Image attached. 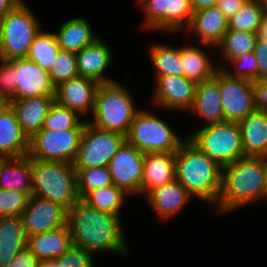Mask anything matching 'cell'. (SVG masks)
Here are the masks:
<instances>
[{
  "label": "cell",
  "instance_id": "cell-1",
  "mask_svg": "<svg viewBox=\"0 0 267 267\" xmlns=\"http://www.w3.org/2000/svg\"><path fill=\"white\" fill-rule=\"evenodd\" d=\"M123 219L89 206L82 199L68 209L67 226L73 244L90 254L107 253L128 257L131 249Z\"/></svg>",
  "mask_w": 267,
  "mask_h": 267
},
{
  "label": "cell",
  "instance_id": "cell-2",
  "mask_svg": "<svg viewBox=\"0 0 267 267\" xmlns=\"http://www.w3.org/2000/svg\"><path fill=\"white\" fill-rule=\"evenodd\" d=\"M263 200L265 177L260 156H243L222 167L221 191L214 213L229 215Z\"/></svg>",
  "mask_w": 267,
  "mask_h": 267
},
{
  "label": "cell",
  "instance_id": "cell-3",
  "mask_svg": "<svg viewBox=\"0 0 267 267\" xmlns=\"http://www.w3.org/2000/svg\"><path fill=\"white\" fill-rule=\"evenodd\" d=\"M176 180L204 206L213 209L221 191L222 168L186 138L176 151Z\"/></svg>",
  "mask_w": 267,
  "mask_h": 267
},
{
  "label": "cell",
  "instance_id": "cell-4",
  "mask_svg": "<svg viewBox=\"0 0 267 267\" xmlns=\"http://www.w3.org/2000/svg\"><path fill=\"white\" fill-rule=\"evenodd\" d=\"M131 92L130 87L119 80L100 84L95 95L93 113L87 122L98 129L126 136L136 113L141 109Z\"/></svg>",
  "mask_w": 267,
  "mask_h": 267
},
{
  "label": "cell",
  "instance_id": "cell-5",
  "mask_svg": "<svg viewBox=\"0 0 267 267\" xmlns=\"http://www.w3.org/2000/svg\"><path fill=\"white\" fill-rule=\"evenodd\" d=\"M31 166L32 195L48 199L67 210L80 200L73 163L31 158Z\"/></svg>",
  "mask_w": 267,
  "mask_h": 267
},
{
  "label": "cell",
  "instance_id": "cell-6",
  "mask_svg": "<svg viewBox=\"0 0 267 267\" xmlns=\"http://www.w3.org/2000/svg\"><path fill=\"white\" fill-rule=\"evenodd\" d=\"M154 109L142 107L136 113L126 142L143 153L176 152L187 136H181L179 130H175L169 121L156 113L158 108Z\"/></svg>",
  "mask_w": 267,
  "mask_h": 267
},
{
  "label": "cell",
  "instance_id": "cell-7",
  "mask_svg": "<svg viewBox=\"0 0 267 267\" xmlns=\"http://www.w3.org/2000/svg\"><path fill=\"white\" fill-rule=\"evenodd\" d=\"M193 128L187 138L221 168L244 156L238 122L223 121Z\"/></svg>",
  "mask_w": 267,
  "mask_h": 267
},
{
  "label": "cell",
  "instance_id": "cell-8",
  "mask_svg": "<svg viewBox=\"0 0 267 267\" xmlns=\"http://www.w3.org/2000/svg\"><path fill=\"white\" fill-rule=\"evenodd\" d=\"M41 18L22 0L1 19L0 57L4 61L27 58L35 36L43 28Z\"/></svg>",
  "mask_w": 267,
  "mask_h": 267
},
{
  "label": "cell",
  "instance_id": "cell-9",
  "mask_svg": "<svg viewBox=\"0 0 267 267\" xmlns=\"http://www.w3.org/2000/svg\"><path fill=\"white\" fill-rule=\"evenodd\" d=\"M141 28L149 33L183 34L192 18L190 0H141Z\"/></svg>",
  "mask_w": 267,
  "mask_h": 267
},
{
  "label": "cell",
  "instance_id": "cell-10",
  "mask_svg": "<svg viewBox=\"0 0 267 267\" xmlns=\"http://www.w3.org/2000/svg\"><path fill=\"white\" fill-rule=\"evenodd\" d=\"M125 142L124 134L101 130L86 122L73 166L74 168L108 166L111 158Z\"/></svg>",
  "mask_w": 267,
  "mask_h": 267
},
{
  "label": "cell",
  "instance_id": "cell-11",
  "mask_svg": "<svg viewBox=\"0 0 267 267\" xmlns=\"http://www.w3.org/2000/svg\"><path fill=\"white\" fill-rule=\"evenodd\" d=\"M83 130H39L30 138L28 156L38 160L73 163Z\"/></svg>",
  "mask_w": 267,
  "mask_h": 267
},
{
  "label": "cell",
  "instance_id": "cell-12",
  "mask_svg": "<svg viewBox=\"0 0 267 267\" xmlns=\"http://www.w3.org/2000/svg\"><path fill=\"white\" fill-rule=\"evenodd\" d=\"M154 83L150 93V108H158L163 112L179 113L187 112L194 103L195 90L197 84L188 80L185 76L164 75L153 76Z\"/></svg>",
  "mask_w": 267,
  "mask_h": 267
},
{
  "label": "cell",
  "instance_id": "cell-13",
  "mask_svg": "<svg viewBox=\"0 0 267 267\" xmlns=\"http://www.w3.org/2000/svg\"><path fill=\"white\" fill-rule=\"evenodd\" d=\"M219 86L225 121L239 122L256 110L254 81L232 77L219 68Z\"/></svg>",
  "mask_w": 267,
  "mask_h": 267
},
{
  "label": "cell",
  "instance_id": "cell-14",
  "mask_svg": "<svg viewBox=\"0 0 267 267\" xmlns=\"http://www.w3.org/2000/svg\"><path fill=\"white\" fill-rule=\"evenodd\" d=\"M112 183L130 197L140 196L144 153L125 142L108 164Z\"/></svg>",
  "mask_w": 267,
  "mask_h": 267
},
{
  "label": "cell",
  "instance_id": "cell-15",
  "mask_svg": "<svg viewBox=\"0 0 267 267\" xmlns=\"http://www.w3.org/2000/svg\"><path fill=\"white\" fill-rule=\"evenodd\" d=\"M20 216L25 235L28 237L67 226L68 210L48 199L31 195Z\"/></svg>",
  "mask_w": 267,
  "mask_h": 267
},
{
  "label": "cell",
  "instance_id": "cell-16",
  "mask_svg": "<svg viewBox=\"0 0 267 267\" xmlns=\"http://www.w3.org/2000/svg\"><path fill=\"white\" fill-rule=\"evenodd\" d=\"M16 100L28 97L55 96L56 86L49 72L28 58L13 59Z\"/></svg>",
  "mask_w": 267,
  "mask_h": 267
},
{
  "label": "cell",
  "instance_id": "cell-17",
  "mask_svg": "<svg viewBox=\"0 0 267 267\" xmlns=\"http://www.w3.org/2000/svg\"><path fill=\"white\" fill-rule=\"evenodd\" d=\"M112 48L101 36L94 43L81 49L76 53L78 75L100 84L118 81L107 74L114 59Z\"/></svg>",
  "mask_w": 267,
  "mask_h": 267
},
{
  "label": "cell",
  "instance_id": "cell-18",
  "mask_svg": "<svg viewBox=\"0 0 267 267\" xmlns=\"http://www.w3.org/2000/svg\"><path fill=\"white\" fill-rule=\"evenodd\" d=\"M99 85L97 81L86 77L72 78L56 86L55 100L87 120L93 113Z\"/></svg>",
  "mask_w": 267,
  "mask_h": 267
},
{
  "label": "cell",
  "instance_id": "cell-19",
  "mask_svg": "<svg viewBox=\"0 0 267 267\" xmlns=\"http://www.w3.org/2000/svg\"><path fill=\"white\" fill-rule=\"evenodd\" d=\"M144 199L161 222L178 216L194 200L176 179L153 189Z\"/></svg>",
  "mask_w": 267,
  "mask_h": 267
},
{
  "label": "cell",
  "instance_id": "cell-20",
  "mask_svg": "<svg viewBox=\"0 0 267 267\" xmlns=\"http://www.w3.org/2000/svg\"><path fill=\"white\" fill-rule=\"evenodd\" d=\"M187 113L203 120L200 126L225 121L219 86V68L213 78L197 84L193 106Z\"/></svg>",
  "mask_w": 267,
  "mask_h": 267
},
{
  "label": "cell",
  "instance_id": "cell-21",
  "mask_svg": "<svg viewBox=\"0 0 267 267\" xmlns=\"http://www.w3.org/2000/svg\"><path fill=\"white\" fill-rule=\"evenodd\" d=\"M228 31V20L216 7H209L192 14L188 27L183 31L184 35L193 36L197 43L217 47Z\"/></svg>",
  "mask_w": 267,
  "mask_h": 267
},
{
  "label": "cell",
  "instance_id": "cell-22",
  "mask_svg": "<svg viewBox=\"0 0 267 267\" xmlns=\"http://www.w3.org/2000/svg\"><path fill=\"white\" fill-rule=\"evenodd\" d=\"M176 152L144 153V172L140 197L176 179Z\"/></svg>",
  "mask_w": 267,
  "mask_h": 267
},
{
  "label": "cell",
  "instance_id": "cell-23",
  "mask_svg": "<svg viewBox=\"0 0 267 267\" xmlns=\"http://www.w3.org/2000/svg\"><path fill=\"white\" fill-rule=\"evenodd\" d=\"M193 43H184L180 46V55L182 59V69H184V76L196 84L209 80L214 77L218 67L217 62L212 59V55L216 48L206 44L192 45ZM200 45H202L200 47ZM211 51V55L209 51ZM205 49V50H204Z\"/></svg>",
  "mask_w": 267,
  "mask_h": 267
},
{
  "label": "cell",
  "instance_id": "cell-24",
  "mask_svg": "<svg viewBox=\"0 0 267 267\" xmlns=\"http://www.w3.org/2000/svg\"><path fill=\"white\" fill-rule=\"evenodd\" d=\"M92 21L87 16L76 15L62 21L55 30L58 45L62 50L78 53L94 43L101 35L93 30Z\"/></svg>",
  "mask_w": 267,
  "mask_h": 267
},
{
  "label": "cell",
  "instance_id": "cell-25",
  "mask_svg": "<svg viewBox=\"0 0 267 267\" xmlns=\"http://www.w3.org/2000/svg\"><path fill=\"white\" fill-rule=\"evenodd\" d=\"M30 138L21 128L17 115L8 104L0 113V158L28 155Z\"/></svg>",
  "mask_w": 267,
  "mask_h": 267
},
{
  "label": "cell",
  "instance_id": "cell-26",
  "mask_svg": "<svg viewBox=\"0 0 267 267\" xmlns=\"http://www.w3.org/2000/svg\"><path fill=\"white\" fill-rule=\"evenodd\" d=\"M54 101L55 96H38L12 100L9 105L15 111L21 128L31 138L42 129L45 116Z\"/></svg>",
  "mask_w": 267,
  "mask_h": 267
},
{
  "label": "cell",
  "instance_id": "cell-27",
  "mask_svg": "<svg viewBox=\"0 0 267 267\" xmlns=\"http://www.w3.org/2000/svg\"><path fill=\"white\" fill-rule=\"evenodd\" d=\"M0 188L33 193V175L31 158L23 157L0 158Z\"/></svg>",
  "mask_w": 267,
  "mask_h": 267
},
{
  "label": "cell",
  "instance_id": "cell-28",
  "mask_svg": "<svg viewBox=\"0 0 267 267\" xmlns=\"http://www.w3.org/2000/svg\"><path fill=\"white\" fill-rule=\"evenodd\" d=\"M73 244L68 226L27 237V248L40 260L59 258Z\"/></svg>",
  "mask_w": 267,
  "mask_h": 267
},
{
  "label": "cell",
  "instance_id": "cell-29",
  "mask_svg": "<svg viewBox=\"0 0 267 267\" xmlns=\"http://www.w3.org/2000/svg\"><path fill=\"white\" fill-rule=\"evenodd\" d=\"M244 156L267 153V113L255 110L238 122Z\"/></svg>",
  "mask_w": 267,
  "mask_h": 267
},
{
  "label": "cell",
  "instance_id": "cell-30",
  "mask_svg": "<svg viewBox=\"0 0 267 267\" xmlns=\"http://www.w3.org/2000/svg\"><path fill=\"white\" fill-rule=\"evenodd\" d=\"M26 247L21 216L0 217V267H6Z\"/></svg>",
  "mask_w": 267,
  "mask_h": 267
},
{
  "label": "cell",
  "instance_id": "cell-31",
  "mask_svg": "<svg viewBox=\"0 0 267 267\" xmlns=\"http://www.w3.org/2000/svg\"><path fill=\"white\" fill-rule=\"evenodd\" d=\"M147 45V53L153 68V76L176 75L184 76L180 46L153 41Z\"/></svg>",
  "mask_w": 267,
  "mask_h": 267
},
{
  "label": "cell",
  "instance_id": "cell-32",
  "mask_svg": "<svg viewBox=\"0 0 267 267\" xmlns=\"http://www.w3.org/2000/svg\"><path fill=\"white\" fill-rule=\"evenodd\" d=\"M256 32L228 30L221 43L216 47L219 53L217 64L223 68L230 60L246 53H254Z\"/></svg>",
  "mask_w": 267,
  "mask_h": 267
},
{
  "label": "cell",
  "instance_id": "cell-33",
  "mask_svg": "<svg viewBox=\"0 0 267 267\" xmlns=\"http://www.w3.org/2000/svg\"><path fill=\"white\" fill-rule=\"evenodd\" d=\"M131 198L114 184L88 192L82 200L97 210L123 217V208Z\"/></svg>",
  "mask_w": 267,
  "mask_h": 267
},
{
  "label": "cell",
  "instance_id": "cell-34",
  "mask_svg": "<svg viewBox=\"0 0 267 267\" xmlns=\"http://www.w3.org/2000/svg\"><path fill=\"white\" fill-rule=\"evenodd\" d=\"M60 49L54 31L48 32L43 27L35 36L27 58L49 72Z\"/></svg>",
  "mask_w": 267,
  "mask_h": 267
},
{
  "label": "cell",
  "instance_id": "cell-35",
  "mask_svg": "<svg viewBox=\"0 0 267 267\" xmlns=\"http://www.w3.org/2000/svg\"><path fill=\"white\" fill-rule=\"evenodd\" d=\"M87 120L76 111L59 104L56 100L52 103L41 130L63 131L67 129H84Z\"/></svg>",
  "mask_w": 267,
  "mask_h": 267
},
{
  "label": "cell",
  "instance_id": "cell-36",
  "mask_svg": "<svg viewBox=\"0 0 267 267\" xmlns=\"http://www.w3.org/2000/svg\"><path fill=\"white\" fill-rule=\"evenodd\" d=\"M267 9V0H249L228 20V30L256 32Z\"/></svg>",
  "mask_w": 267,
  "mask_h": 267
},
{
  "label": "cell",
  "instance_id": "cell-37",
  "mask_svg": "<svg viewBox=\"0 0 267 267\" xmlns=\"http://www.w3.org/2000/svg\"><path fill=\"white\" fill-rule=\"evenodd\" d=\"M77 174V190L80 199L88 192L113 185L108 166L93 168H75Z\"/></svg>",
  "mask_w": 267,
  "mask_h": 267
},
{
  "label": "cell",
  "instance_id": "cell-38",
  "mask_svg": "<svg viewBox=\"0 0 267 267\" xmlns=\"http://www.w3.org/2000/svg\"><path fill=\"white\" fill-rule=\"evenodd\" d=\"M95 256L72 244L59 258L41 261V267H96Z\"/></svg>",
  "mask_w": 267,
  "mask_h": 267
},
{
  "label": "cell",
  "instance_id": "cell-39",
  "mask_svg": "<svg viewBox=\"0 0 267 267\" xmlns=\"http://www.w3.org/2000/svg\"><path fill=\"white\" fill-rule=\"evenodd\" d=\"M49 75L55 86L78 77L76 53L60 49L56 60L49 70Z\"/></svg>",
  "mask_w": 267,
  "mask_h": 267
},
{
  "label": "cell",
  "instance_id": "cell-40",
  "mask_svg": "<svg viewBox=\"0 0 267 267\" xmlns=\"http://www.w3.org/2000/svg\"><path fill=\"white\" fill-rule=\"evenodd\" d=\"M222 69L232 77L258 81V62L254 53L230 60Z\"/></svg>",
  "mask_w": 267,
  "mask_h": 267
},
{
  "label": "cell",
  "instance_id": "cell-41",
  "mask_svg": "<svg viewBox=\"0 0 267 267\" xmlns=\"http://www.w3.org/2000/svg\"><path fill=\"white\" fill-rule=\"evenodd\" d=\"M30 196L18 190L0 188V217L20 216Z\"/></svg>",
  "mask_w": 267,
  "mask_h": 267
},
{
  "label": "cell",
  "instance_id": "cell-42",
  "mask_svg": "<svg viewBox=\"0 0 267 267\" xmlns=\"http://www.w3.org/2000/svg\"><path fill=\"white\" fill-rule=\"evenodd\" d=\"M0 97L5 98L8 102L16 100L13 60L0 61Z\"/></svg>",
  "mask_w": 267,
  "mask_h": 267
},
{
  "label": "cell",
  "instance_id": "cell-43",
  "mask_svg": "<svg viewBox=\"0 0 267 267\" xmlns=\"http://www.w3.org/2000/svg\"><path fill=\"white\" fill-rule=\"evenodd\" d=\"M6 267H41V261L26 247Z\"/></svg>",
  "mask_w": 267,
  "mask_h": 267
},
{
  "label": "cell",
  "instance_id": "cell-44",
  "mask_svg": "<svg viewBox=\"0 0 267 267\" xmlns=\"http://www.w3.org/2000/svg\"><path fill=\"white\" fill-rule=\"evenodd\" d=\"M254 54L258 62V80L267 78V40L256 39Z\"/></svg>",
  "mask_w": 267,
  "mask_h": 267
},
{
  "label": "cell",
  "instance_id": "cell-45",
  "mask_svg": "<svg viewBox=\"0 0 267 267\" xmlns=\"http://www.w3.org/2000/svg\"><path fill=\"white\" fill-rule=\"evenodd\" d=\"M249 0H219L216 7L227 20L232 18Z\"/></svg>",
  "mask_w": 267,
  "mask_h": 267
},
{
  "label": "cell",
  "instance_id": "cell-46",
  "mask_svg": "<svg viewBox=\"0 0 267 267\" xmlns=\"http://www.w3.org/2000/svg\"><path fill=\"white\" fill-rule=\"evenodd\" d=\"M256 110L267 113V78L254 81Z\"/></svg>",
  "mask_w": 267,
  "mask_h": 267
},
{
  "label": "cell",
  "instance_id": "cell-47",
  "mask_svg": "<svg viewBox=\"0 0 267 267\" xmlns=\"http://www.w3.org/2000/svg\"><path fill=\"white\" fill-rule=\"evenodd\" d=\"M219 0H190L192 12L216 6Z\"/></svg>",
  "mask_w": 267,
  "mask_h": 267
},
{
  "label": "cell",
  "instance_id": "cell-48",
  "mask_svg": "<svg viewBox=\"0 0 267 267\" xmlns=\"http://www.w3.org/2000/svg\"><path fill=\"white\" fill-rule=\"evenodd\" d=\"M22 0H0V19L9 13Z\"/></svg>",
  "mask_w": 267,
  "mask_h": 267
},
{
  "label": "cell",
  "instance_id": "cell-49",
  "mask_svg": "<svg viewBox=\"0 0 267 267\" xmlns=\"http://www.w3.org/2000/svg\"><path fill=\"white\" fill-rule=\"evenodd\" d=\"M256 38L258 40H267V9L261 19V22L256 30Z\"/></svg>",
  "mask_w": 267,
  "mask_h": 267
},
{
  "label": "cell",
  "instance_id": "cell-50",
  "mask_svg": "<svg viewBox=\"0 0 267 267\" xmlns=\"http://www.w3.org/2000/svg\"><path fill=\"white\" fill-rule=\"evenodd\" d=\"M265 177V202L267 203V153L260 156Z\"/></svg>",
  "mask_w": 267,
  "mask_h": 267
},
{
  "label": "cell",
  "instance_id": "cell-51",
  "mask_svg": "<svg viewBox=\"0 0 267 267\" xmlns=\"http://www.w3.org/2000/svg\"><path fill=\"white\" fill-rule=\"evenodd\" d=\"M8 104L9 102L5 98L0 97V113L6 108Z\"/></svg>",
  "mask_w": 267,
  "mask_h": 267
},
{
  "label": "cell",
  "instance_id": "cell-52",
  "mask_svg": "<svg viewBox=\"0 0 267 267\" xmlns=\"http://www.w3.org/2000/svg\"><path fill=\"white\" fill-rule=\"evenodd\" d=\"M1 43H2V31H1V19H0V50H1Z\"/></svg>",
  "mask_w": 267,
  "mask_h": 267
},
{
  "label": "cell",
  "instance_id": "cell-53",
  "mask_svg": "<svg viewBox=\"0 0 267 267\" xmlns=\"http://www.w3.org/2000/svg\"><path fill=\"white\" fill-rule=\"evenodd\" d=\"M141 0H135L134 3H136V5L140 2Z\"/></svg>",
  "mask_w": 267,
  "mask_h": 267
}]
</instances>
